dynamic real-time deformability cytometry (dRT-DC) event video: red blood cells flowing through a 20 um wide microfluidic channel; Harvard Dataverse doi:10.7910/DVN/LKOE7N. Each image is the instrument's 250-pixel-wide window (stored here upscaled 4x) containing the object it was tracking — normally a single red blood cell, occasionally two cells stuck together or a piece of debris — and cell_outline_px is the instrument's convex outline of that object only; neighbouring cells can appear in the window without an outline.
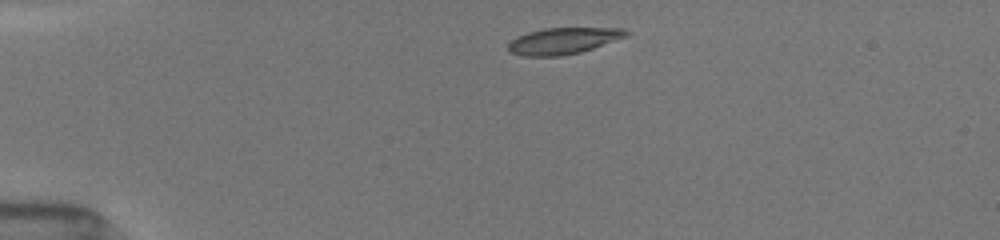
{"species": "common noctule bat (a hibernating species)", "species_latin": "Nyctalus noctula", "temperature_condition": "room temperature", "stored_images_in_passage": 2, "camera_frame_rate_fps": 3000, "um_per_image_px": 0.085, "animal": {"sex": "female", "body_mass_g": 19.5, "forearm_length_mm": 54.1}, "frame": {"image": 1, "passage_image": 1, "time_ms": 0.0, "image_size_px": [1000, 240], "cell_outline_px": [[632, 32], [628, 36], [580, 52], [560, 56], [524, 56], [508, 52], [508, 44], [516, 36], [528, 32], [544, 28], [624, 28]], "centroid_in_image_um": [47.88, 3.46], "position_along_channel_um": 37.1, "area_um2": 18.21}}